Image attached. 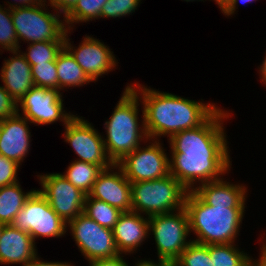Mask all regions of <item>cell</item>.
<instances>
[{"instance_id":"1","label":"cell","mask_w":266,"mask_h":266,"mask_svg":"<svg viewBox=\"0 0 266 266\" xmlns=\"http://www.w3.org/2000/svg\"><path fill=\"white\" fill-rule=\"evenodd\" d=\"M221 108L199 127L180 131L167 140L171 154L170 174L188 191L200 184L219 180L232 169L224 126L232 112Z\"/></svg>"},{"instance_id":"2","label":"cell","mask_w":266,"mask_h":266,"mask_svg":"<svg viewBox=\"0 0 266 266\" xmlns=\"http://www.w3.org/2000/svg\"><path fill=\"white\" fill-rule=\"evenodd\" d=\"M129 86L138 94L148 139L168 140L180 131L202 125L218 108L217 103L191 100L159 89L131 82Z\"/></svg>"},{"instance_id":"3","label":"cell","mask_w":266,"mask_h":266,"mask_svg":"<svg viewBox=\"0 0 266 266\" xmlns=\"http://www.w3.org/2000/svg\"><path fill=\"white\" fill-rule=\"evenodd\" d=\"M184 208L188 214L189 232L193 242L203 245L236 243L242 228L245 208L210 206L193 190L189 191Z\"/></svg>"},{"instance_id":"4","label":"cell","mask_w":266,"mask_h":266,"mask_svg":"<svg viewBox=\"0 0 266 266\" xmlns=\"http://www.w3.org/2000/svg\"><path fill=\"white\" fill-rule=\"evenodd\" d=\"M140 104L142 103L138 94L128 83L114 107L113 113L103 124L106 131V138L103 136V142L107 155L114 164L141 146V142L146 144L148 137L145 131L144 117L139 113ZM138 115L142 119H139Z\"/></svg>"},{"instance_id":"5","label":"cell","mask_w":266,"mask_h":266,"mask_svg":"<svg viewBox=\"0 0 266 266\" xmlns=\"http://www.w3.org/2000/svg\"><path fill=\"white\" fill-rule=\"evenodd\" d=\"M188 192L171 174L131 183L132 211L150 217L181 210Z\"/></svg>"},{"instance_id":"6","label":"cell","mask_w":266,"mask_h":266,"mask_svg":"<svg viewBox=\"0 0 266 266\" xmlns=\"http://www.w3.org/2000/svg\"><path fill=\"white\" fill-rule=\"evenodd\" d=\"M48 6L46 3H40L12 9V20L18 43L65 40L67 28L64 17L54 9L50 13Z\"/></svg>"},{"instance_id":"7","label":"cell","mask_w":266,"mask_h":266,"mask_svg":"<svg viewBox=\"0 0 266 266\" xmlns=\"http://www.w3.org/2000/svg\"><path fill=\"white\" fill-rule=\"evenodd\" d=\"M153 235L157 260L175 262L192 242L185 208L149 217V236Z\"/></svg>"},{"instance_id":"8","label":"cell","mask_w":266,"mask_h":266,"mask_svg":"<svg viewBox=\"0 0 266 266\" xmlns=\"http://www.w3.org/2000/svg\"><path fill=\"white\" fill-rule=\"evenodd\" d=\"M27 232L36 244L38 238L64 237L67 224L54 212L45 197L35 189L10 224Z\"/></svg>"},{"instance_id":"9","label":"cell","mask_w":266,"mask_h":266,"mask_svg":"<svg viewBox=\"0 0 266 266\" xmlns=\"http://www.w3.org/2000/svg\"><path fill=\"white\" fill-rule=\"evenodd\" d=\"M68 230L88 262L120 255L112 230L100 226L84 213L67 223Z\"/></svg>"},{"instance_id":"10","label":"cell","mask_w":266,"mask_h":266,"mask_svg":"<svg viewBox=\"0 0 266 266\" xmlns=\"http://www.w3.org/2000/svg\"><path fill=\"white\" fill-rule=\"evenodd\" d=\"M63 93L58 89L34 86L17 103V113L21 110V115L35 126L57 121L65 126L75 115L64 109Z\"/></svg>"},{"instance_id":"11","label":"cell","mask_w":266,"mask_h":266,"mask_svg":"<svg viewBox=\"0 0 266 266\" xmlns=\"http://www.w3.org/2000/svg\"><path fill=\"white\" fill-rule=\"evenodd\" d=\"M146 143V146H139L117 163L131 183L159 179L170 174L169 155L165 153L162 141L147 139Z\"/></svg>"},{"instance_id":"12","label":"cell","mask_w":266,"mask_h":266,"mask_svg":"<svg viewBox=\"0 0 266 266\" xmlns=\"http://www.w3.org/2000/svg\"><path fill=\"white\" fill-rule=\"evenodd\" d=\"M84 118V119H83ZM85 117L77 114L64 126V142L77 154L78 161L99 165L102 169L114 163L108 157L103 135Z\"/></svg>"},{"instance_id":"13","label":"cell","mask_w":266,"mask_h":266,"mask_svg":"<svg viewBox=\"0 0 266 266\" xmlns=\"http://www.w3.org/2000/svg\"><path fill=\"white\" fill-rule=\"evenodd\" d=\"M36 176L41 185V189L38 191L66 224L83 213L86 195L61 173H46Z\"/></svg>"},{"instance_id":"14","label":"cell","mask_w":266,"mask_h":266,"mask_svg":"<svg viewBox=\"0 0 266 266\" xmlns=\"http://www.w3.org/2000/svg\"><path fill=\"white\" fill-rule=\"evenodd\" d=\"M70 31L67 29L65 33L64 47L92 82L95 83L102 75L115 71L119 62L109 46L94 36L86 34L82 37L80 44L75 47L70 42Z\"/></svg>"},{"instance_id":"15","label":"cell","mask_w":266,"mask_h":266,"mask_svg":"<svg viewBox=\"0 0 266 266\" xmlns=\"http://www.w3.org/2000/svg\"><path fill=\"white\" fill-rule=\"evenodd\" d=\"M89 196L104 201L122 212L132 211L131 182L117 164L99 173Z\"/></svg>"},{"instance_id":"16","label":"cell","mask_w":266,"mask_h":266,"mask_svg":"<svg viewBox=\"0 0 266 266\" xmlns=\"http://www.w3.org/2000/svg\"><path fill=\"white\" fill-rule=\"evenodd\" d=\"M31 124L21 113L0 121V154L22 165L30 151Z\"/></svg>"},{"instance_id":"17","label":"cell","mask_w":266,"mask_h":266,"mask_svg":"<svg viewBox=\"0 0 266 266\" xmlns=\"http://www.w3.org/2000/svg\"><path fill=\"white\" fill-rule=\"evenodd\" d=\"M112 232L119 253L133 255L149 238V217L134 211L123 212Z\"/></svg>"},{"instance_id":"18","label":"cell","mask_w":266,"mask_h":266,"mask_svg":"<svg viewBox=\"0 0 266 266\" xmlns=\"http://www.w3.org/2000/svg\"><path fill=\"white\" fill-rule=\"evenodd\" d=\"M36 246L29 233L5 225L0 236V264L27 266L38 254Z\"/></svg>"},{"instance_id":"19","label":"cell","mask_w":266,"mask_h":266,"mask_svg":"<svg viewBox=\"0 0 266 266\" xmlns=\"http://www.w3.org/2000/svg\"><path fill=\"white\" fill-rule=\"evenodd\" d=\"M12 55L4 59L0 70L3 87L18 103L34 86L31 65L20 50L10 51Z\"/></svg>"},{"instance_id":"20","label":"cell","mask_w":266,"mask_h":266,"mask_svg":"<svg viewBox=\"0 0 266 266\" xmlns=\"http://www.w3.org/2000/svg\"><path fill=\"white\" fill-rule=\"evenodd\" d=\"M248 187L246 184L227 182L225 178L206 182L193 191L210 206H227V208H246Z\"/></svg>"},{"instance_id":"21","label":"cell","mask_w":266,"mask_h":266,"mask_svg":"<svg viewBox=\"0 0 266 266\" xmlns=\"http://www.w3.org/2000/svg\"><path fill=\"white\" fill-rule=\"evenodd\" d=\"M55 62L60 92L69 88H80L92 82L65 47L58 53Z\"/></svg>"},{"instance_id":"22","label":"cell","mask_w":266,"mask_h":266,"mask_svg":"<svg viewBox=\"0 0 266 266\" xmlns=\"http://www.w3.org/2000/svg\"><path fill=\"white\" fill-rule=\"evenodd\" d=\"M34 190L24 192L20 182L0 187V222L11 224Z\"/></svg>"},{"instance_id":"23","label":"cell","mask_w":266,"mask_h":266,"mask_svg":"<svg viewBox=\"0 0 266 266\" xmlns=\"http://www.w3.org/2000/svg\"><path fill=\"white\" fill-rule=\"evenodd\" d=\"M102 170L99 165L74 159L61 174L87 196L92 191L97 176Z\"/></svg>"},{"instance_id":"24","label":"cell","mask_w":266,"mask_h":266,"mask_svg":"<svg viewBox=\"0 0 266 266\" xmlns=\"http://www.w3.org/2000/svg\"><path fill=\"white\" fill-rule=\"evenodd\" d=\"M235 243L209 245L212 266H249L253 259Z\"/></svg>"},{"instance_id":"25","label":"cell","mask_w":266,"mask_h":266,"mask_svg":"<svg viewBox=\"0 0 266 266\" xmlns=\"http://www.w3.org/2000/svg\"><path fill=\"white\" fill-rule=\"evenodd\" d=\"M106 2L107 0H77L74 7L64 16L66 28L73 31L77 23L100 19L101 8Z\"/></svg>"},{"instance_id":"26","label":"cell","mask_w":266,"mask_h":266,"mask_svg":"<svg viewBox=\"0 0 266 266\" xmlns=\"http://www.w3.org/2000/svg\"><path fill=\"white\" fill-rule=\"evenodd\" d=\"M83 213L95 220L100 226L112 230L123 212L104 201L87 195L84 200Z\"/></svg>"},{"instance_id":"27","label":"cell","mask_w":266,"mask_h":266,"mask_svg":"<svg viewBox=\"0 0 266 266\" xmlns=\"http://www.w3.org/2000/svg\"><path fill=\"white\" fill-rule=\"evenodd\" d=\"M65 40H53L45 42L28 43L27 49L21 53L25 56L27 62L33 66L36 64L49 63L56 61L58 53L64 47Z\"/></svg>"},{"instance_id":"28","label":"cell","mask_w":266,"mask_h":266,"mask_svg":"<svg viewBox=\"0 0 266 266\" xmlns=\"http://www.w3.org/2000/svg\"><path fill=\"white\" fill-rule=\"evenodd\" d=\"M12 20V9L0 4V54L5 51L20 50Z\"/></svg>"},{"instance_id":"29","label":"cell","mask_w":266,"mask_h":266,"mask_svg":"<svg viewBox=\"0 0 266 266\" xmlns=\"http://www.w3.org/2000/svg\"><path fill=\"white\" fill-rule=\"evenodd\" d=\"M174 264L175 266H212L209 245L192 241Z\"/></svg>"},{"instance_id":"30","label":"cell","mask_w":266,"mask_h":266,"mask_svg":"<svg viewBox=\"0 0 266 266\" xmlns=\"http://www.w3.org/2000/svg\"><path fill=\"white\" fill-rule=\"evenodd\" d=\"M31 73L35 86L58 89V73L55 61L33 65L31 66Z\"/></svg>"},{"instance_id":"31","label":"cell","mask_w":266,"mask_h":266,"mask_svg":"<svg viewBox=\"0 0 266 266\" xmlns=\"http://www.w3.org/2000/svg\"><path fill=\"white\" fill-rule=\"evenodd\" d=\"M142 0H107L101 8V19L122 18L132 15L139 7Z\"/></svg>"},{"instance_id":"32","label":"cell","mask_w":266,"mask_h":266,"mask_svg":"<svg viewBox=\"0 0 266 266\" xmlns=\"http://www.w3.org/2000/svg\"><path fill=\"white\" fill-rule=\"evenodd\" d=\"M20 165L11 159L0 154V187L8 186L19 182L17 173Z\"/></svg>"},{"instance_id":"33","label":"cell","mask_w":266,"mask_h":266,"mask_svg":"<svg viewBox=\"0 0 266 266\" xmlns=\"http://www.w3.org/2000/svg\"><path fill=\"white\" fill-rule=\"evenodd\" d=\"M17 113V102L11 95L0 85V121L11 117Z\"/></svg>"},{"instance_id":"34","label":"cell","mask_w":266,"mask_h":266,"mask_svg":"<svg viewBox=\"0 0 266 266\" xmlns=\"http://www.w3.org/2000/svg\"><path fill=\"white\" fill-rule=\"evenodd\" d=\"M77 0H48L46 3L50 9L63 15V17L74 7ZM52 7V8H51Z\"/></svg>"},{"instance_id":"35","label":"cell","mask_w":266,"mask_h":266,"mask_svg":"<svg viewBox=\"0 0 266 266\" xmlns=\"http://www.w3.org/2000/svg\"><path fill=\"white\" fill-rule=\"evenodd\" d=\"M123 257L124 254H120L113 258L92 260L89 261V266H130Z\"/></svg>"},{"instance_id":"36","label":"cell","mask_w":266,"mask_h":266,"mask_svg":"<svg viewBox=\"0 0 266 266\" xmlns=\"http://www.w3.org/2000/svg\"><path fill=\"white\" fill-rule=\"evenodd\" d=\"M39 255L37 254L27 266H75L71 261L68 262H61V261H44V259H40Z\"/></svg>"},{"instance_id":"37","label":"cell","mask_w":266,"mask_h":266,"mask_svg":"<svg viewBox=\"0 0 266 266\" xmlns=\"http://www.w3.org/2000/svg\"><path fill=\"white\" fill-rule=\"evenodd\" d=\"M47 0H13V2L6 1L5 6L9 9L22 8L37 5L40 3H46ZM8 3V4H7Z\"/></svg>"},{"instance_id":"38","label":"cell","mask_w":266,"mask_h":266,"mask_svg":"<svg viewBox=\"0 0 266 266\" xmlns=\"http://www.w3.org/2000/svg\"><path fill=\"white\" fill-rule=\"evenodd\" d=\"M253 1H257V0H230L228 5L221 11V13H223V15H225L226 18L233 16L238 9L239 2H241L242 4H246V3L249 4V3H253Z\"/></svg>"},{"instance_id":"39","label":"cell","mask_w":266,"mask_h":266,"mask_svg":"<svg viewBox=\"0 0 266 266\" xmlns=\"http://www.w3.org/2000/svg\"><path fill=\"white\" fill-rule=\"evenodd\" d=\"M134 266H175V264L173 262L170 261H164V260H151L149 259H139L137 260V262L135 264H133Z\"/></svg>"},{"instance_id":"40","label":"cell","mask_w":266,"mask_h":266,"mask_svg":"<svg viewBox=\"0 0 266 266\" xmlns=\"http://www.w3.org/2000/svg\"><path fill=\"white\" fill-rule=\"evenodd\" d=\"M258 73L261 76V83L266 86V53L263 62L258 66Z\"/></svg>"},{"instance_id":"41","label":"cell","mask_w":266,"mask_h":266,"mask_svg":"<svg viewBox=\"0 0 266 266\" xmlns=\"http://www.w3.org/2000/svg\"><path fill=\"white\" fill-rule=\"evenodd\" d=\"M265 242V243H264ZM260 244H262L261 246L262 247H260V252H259V256L258 257H260L264 262H266V240L265 241H263L262 243H260Z\"/></svg>"},{"instance_id":"42","label":"cell","mask_w":266,"mask_h":266,"mask_svg":"<svg viewBox=\"0 0 266 266\" xmlns=\"http://www.w3.org/2000/svg\"><path fill=\"white\" fill-rule=\"evenodd\" d=\"M249 266H266V262H264L260 257L259 259H252L249 263Z\"/></svg>"},{"instance_id":"43","label":"cell","mask_w":266,"mask_h":266,"mask_svg":"<svg viewBox=\"0 0 266 266\" xmlns=\"http://www.w3.org/2000/svg\"><path fill=\"white\" fill-rule=\"evenodd\" d=\"M212 1H215V3L219 6L218 8H220V11H222L230 2V0H212Z\"/></svg>"},{"instance_id":"44","label":"cell","mask_w":266,"mask_h":266,"mask_svg":"<svg viewBox=\"0 0 266 266\" xmlns=\"http://www.w3.org/2000/svg\"><path fill=\"white\" fill-rule=\"evenodd\" d=\"M5 225L6 224L0 222V236H1L2 230H3V228H4Z\"/></svg>"},{"instance_id":"45","label":"cell","mask_w":266,"mask_h":266,"mask_svg":"<svg viewBox=\"0 0 266 266\" xmlns=\"http://www.w3.org/2000/svg\"><path fill=\"white\" fill-rule=\"evenodd\" d=\"M182 1H186V2L203 1L204 2V0H182Z\"/></svg>"}]
</instances>
